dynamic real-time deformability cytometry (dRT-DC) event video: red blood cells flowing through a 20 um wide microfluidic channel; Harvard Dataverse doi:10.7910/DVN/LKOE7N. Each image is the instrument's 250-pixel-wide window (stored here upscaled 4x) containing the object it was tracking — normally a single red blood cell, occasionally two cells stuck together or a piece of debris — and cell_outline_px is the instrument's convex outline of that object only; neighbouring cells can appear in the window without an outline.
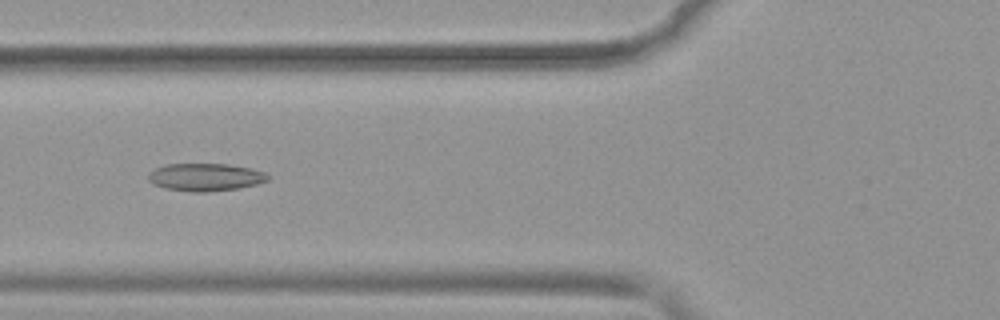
{"species": "common noctule bat (a hibernating species)", "species_latin": "Nyctalus noctula", "temperature_condition": "warm", "stored_images_in_passage": 51, "camera_frame_rate_fps": 3000, "um_per_image_px": 0.085, "animal": {"sex": "female", "body_mass_g": 19.9}, "frame": {"image": 1, "passage_image": 20, "time_ms": 6.333, "image_size_px": [1000, 320], "cell_outline_px": [[272, 176], [268, 180], [256, 184], [240, 188], [208, 192], [192, 192], [164, 188], [152, 184], [148, 180], [148, 172], [164, 164], [228, 164], [252, 168], [264, 172]], "centroid_in_image_um": [17.46, 15.06], "position_along_channel_um": 108.3, "area_um2": 19.54}}
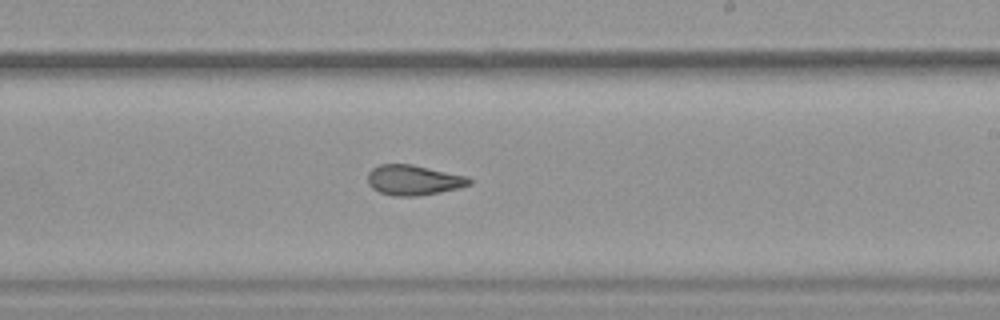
{"frame": {"image": 2, "passage_image": 31, "time_ms": 10.0, "image_size_px": [1000, 320], "cell_outline_px": [[472, 184], [460, 188], [420, 196], [392, 196], [380, 192], [372, 188], [368, 184], [368, 172], [372, 168], [380, 164], [412, 164], [468, 176], [472, 180]], "centroid_in_image_um": [35.17, 15.31], "position_along_channel_um": 253.8, "area_um2": 18.09}}
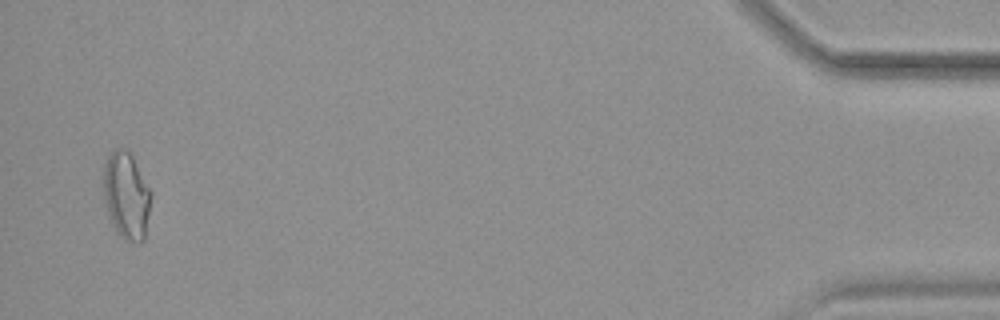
{"frame": {"image": 3, "passage_image": 50, "time_ms": 16.333, "image_size_px": [1000, 320], "cell_outline_px": [[152, 196], [144, 240], [140, 244], [124, 240], [112, 228], [100, 188], [104, 164], [108, 156], [116, 148], [128, 148], [152, 192]], "centroid_in_image_um": [10.71, 16.64], "position_along_channel_um": 424.5, "area_um2": 25.09}, "authors_computed_cell_mechanics": {"area_um2": 20.0566, "velocity_mm_per_s": 3.9771, "shape_relaxation_time_tau1_ms": null, "shape_relaxation_time_tau2_ms": 1.7812, "deformation_change_tau1": null, "deformation_change_tau2": 0.0827}}